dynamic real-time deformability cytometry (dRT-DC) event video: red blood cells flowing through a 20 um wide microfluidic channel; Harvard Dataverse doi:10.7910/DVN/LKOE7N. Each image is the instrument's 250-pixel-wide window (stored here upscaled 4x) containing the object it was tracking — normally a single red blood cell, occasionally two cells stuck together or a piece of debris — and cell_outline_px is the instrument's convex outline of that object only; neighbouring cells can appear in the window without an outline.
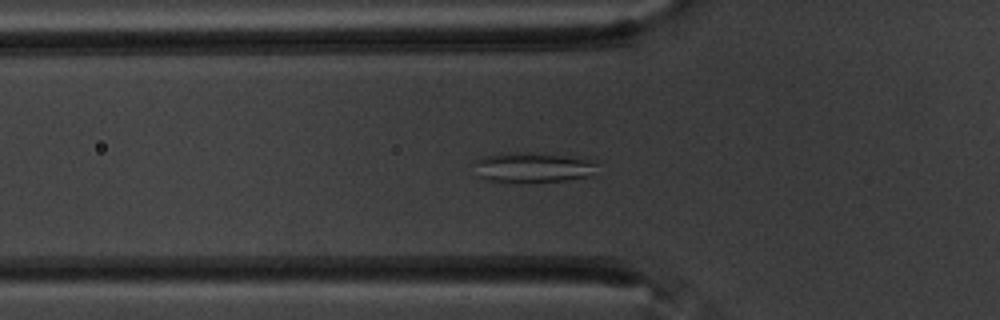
{"species": "common noctule bat (a hibernating species)", "species_latin": "Nyctalus noctula", "temperature_condition": "warm", "stored_images_in_passage": 53, "camera_frame_rate_fps": 3000, "um_per_image_px": 0.085, "animal": {"sex": "male", "body_mass_g": 20.1, "forearm_length_mm": 53.5}, "frame": {"image": 1, "passage_image": 14, "time_ms": 4.333, "image_size_px": [1000, 320], "cell_outline_px": [[596, 164], [592, 176], [568, 180], [484, 180], [480, 176], [472, 164], [476, 160], [484, 156], [500, 152], [528, 152], [596, 160]], "centroid_in_image_um": [45.27, 14.19], "position_along_channel_um": 80.5, "area_um2": 20.98}}
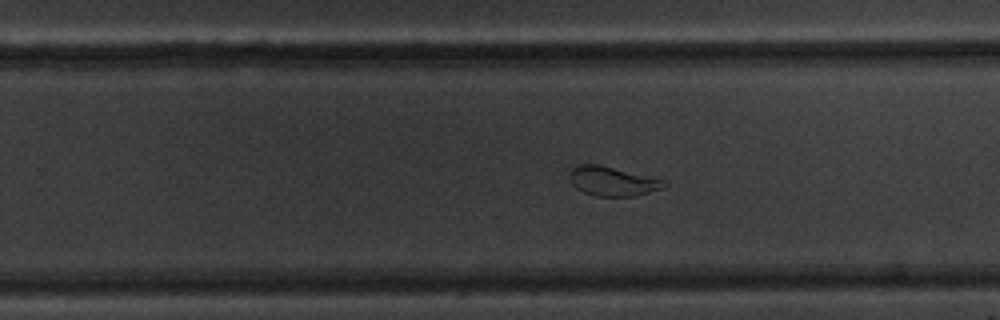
{"frame": {"image": 2, "passage_image": 31, "time_ms": 10.0, "image_size_px": [1000, 320], "cell_outline_px": [[668, 184], [664, 188], [632, 196], [596, 196], [584, 192], [576, 188], [572, 184], [568, 176], [572, 168], [580, 164], [600, 164], [668, 180]], "centroid_in_image_um": [52.09, 15.39], "position_along_channel_um": 277.7, "area_um2": 16.36}}
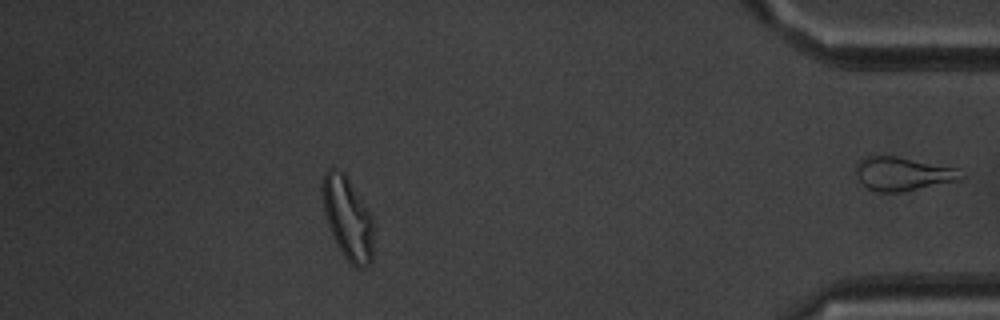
{"frame": {"image": 3, "passage_image": 46, "time_ms": 15.0, "image_size_px": [1000, 320], "cell_outline_px": [[372, 260], [368, 268], [356, 268], [344, 256], [336, 244], [328, 224], [324, 212], [320, 188], [324, 172], [328, 168], [336, 168], [344, 172], [368, 208], [372, 216]], "centroid_in_image_um": [29.53, 18.52], "position_along_channel_um": 405.7, "area_um2": 24.91}, "authors_computed_cell_mechanics": {"area_um2": 22.1952, "velocity_mm_per_s": 3.4729, "shape_relaxation_time_tau1_ms": 7.3989, "shape_relaxation_time_tau2_ms": null, "deformation_change_tau1": 0.1586, "deformation_change_tau2": null}}